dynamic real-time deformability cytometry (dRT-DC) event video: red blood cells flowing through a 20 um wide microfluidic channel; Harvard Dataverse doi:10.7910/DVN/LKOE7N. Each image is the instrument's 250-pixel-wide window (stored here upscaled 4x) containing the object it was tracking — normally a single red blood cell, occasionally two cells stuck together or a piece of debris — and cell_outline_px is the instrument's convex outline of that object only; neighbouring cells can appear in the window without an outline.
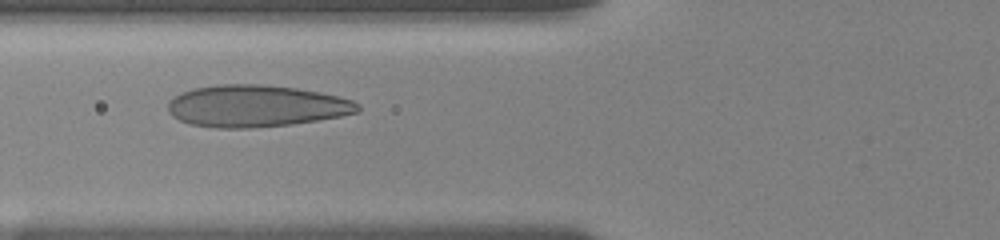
{"species": "human", "species_latin": "Homo sapiens", "temperature_condition": "room temperature", "stored_images_in_passage": 39, "camera_frame_rate_fps": 3000, "um_per_image_px": 0.085, "donor": {"sex": "female"}, "frame": {"image": 1, "passage_image": 15, "time_ms": 5.0, "image_size_px": [1000, 240], "cell_outline_px": [[360, 112], [340, 116], [292, 124], [252, 128], [216, 128], [188, 124], [172, 116], [168, 112], [168, 100], [184, 92], [196, 88], [220, 84], [260, 84], [296, 88], [320, 92], [352, 100], [360, 104]], "centroid_in_image_um": [21.76, 9.02], "position_along_channel_um": 104.0, "area_um2": 46.3}}
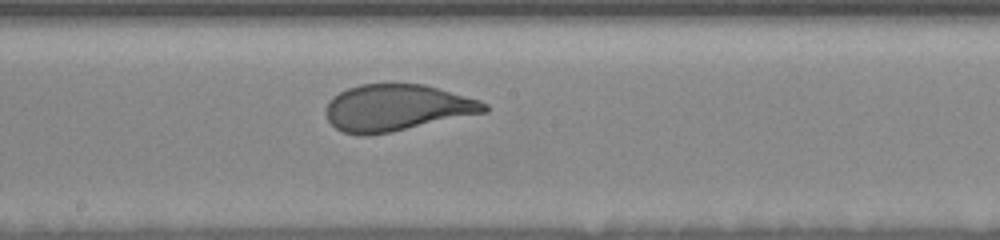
{"frame": {"image": 2, "passage_image": 23, "time_ms": 8.0, "image_size_px": [1000, 240], "cell_outline_px": [[488, 112], [392, 132], [364, 136], [360, 136], [344, 132], [336, 128], [328, 120], [324, 112], [328, 100], [332, 96], [348, 88], [360, 84], [424, 84], [480, 100], [488, 104]], "centroid_in_image_um": [33.71, 9.17], "position_along_channel_um": 214.5, "area_um2": 43.23}}
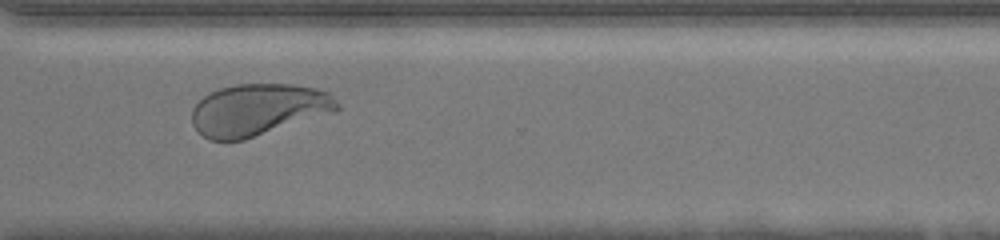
{"frame": {"image": 3, "passage_image": 34, "time_ms": 11.667, "image_size_px": [1000, 240], "cell_outline_px": [[340, 108], [336, 112], [244, 140], [208, 140], [192, 124], [192, 108], [204, 96], [220, 88], [236, 84], [296, 84], [316, 88], [328, 92], [340, 104]], "centroid_in_image_um": [21.99, 9.32], "position_along_channel_um": 348.6, "area_um2": 44.04}, "authors_computed_cell_mechanics": {"area_um2": 44.2748, "velocity_mm_per_s": 3.6667, "shape_relaxation_time_tau1_ms": 4.1032, "shape_relaxation_time_tau2_ms": null, "deformation_change_tau1": 0.1868, "deformation_change_tau2": null}}